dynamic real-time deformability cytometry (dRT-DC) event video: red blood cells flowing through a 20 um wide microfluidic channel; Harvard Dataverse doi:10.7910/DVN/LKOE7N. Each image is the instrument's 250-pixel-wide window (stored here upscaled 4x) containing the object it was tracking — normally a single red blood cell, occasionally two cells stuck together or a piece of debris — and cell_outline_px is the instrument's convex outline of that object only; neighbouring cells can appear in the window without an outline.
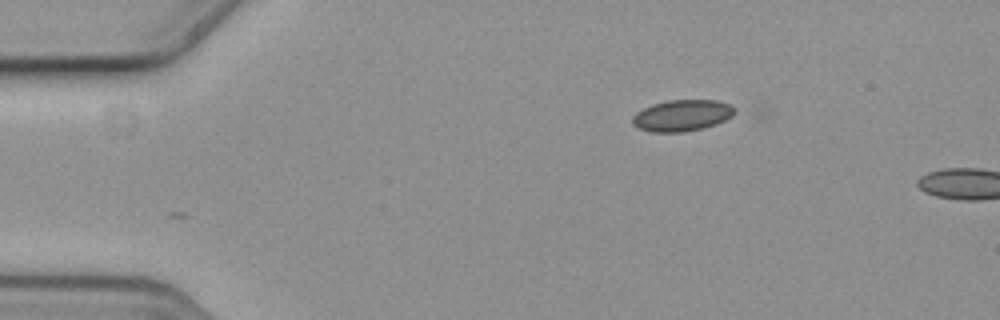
{"species": "common noctule bat (a hibernating species)", "species_latin": "Nyctalus noctula", "temperature_condition": "cold", "stored_images_in_passage": 4, "camera_frame_rate_fps": 3000, "um_per_image_px": 0.085, "animal": {"sex": "female", "body_mass_g": 19.3, "forearm_length_mm": 54.1}, "frame": {"image": 1, "passage_image": 1, "time_ms": 0.0, "image_size_px": [1000, 320], "cell_outline_px": [[740, 112], [716, 124], [704, 128], [684, 132], [652, 132], [640, 128], [632, 124], [632, 116], [636, 112], [652, 104], [668, 100], [716, 100], [728, 104]], "centroid_in_image_um": [57.99, 9.81], "position_along_channel_um": 27.0, "area_um2": 18.79}}